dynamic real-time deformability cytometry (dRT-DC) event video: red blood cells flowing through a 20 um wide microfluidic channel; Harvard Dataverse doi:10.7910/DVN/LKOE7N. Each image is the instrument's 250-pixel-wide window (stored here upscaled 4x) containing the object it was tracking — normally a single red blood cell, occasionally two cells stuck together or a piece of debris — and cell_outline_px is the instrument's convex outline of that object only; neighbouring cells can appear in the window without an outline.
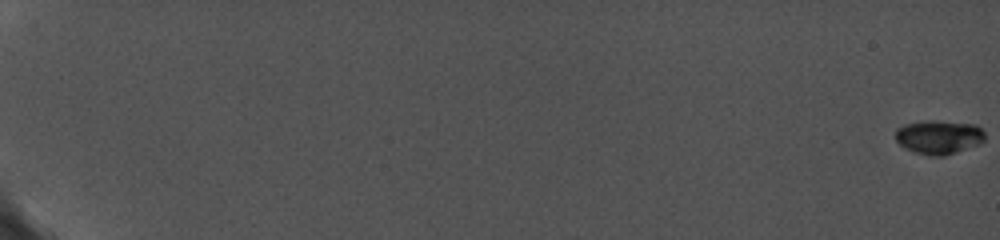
{"species": "common noctule bat (a hibernating species)", "species_latin": "Nyctalus noctula", "temperature_condition": "cold", "stored_images_in_passage": 48, "camera_frame_rate_fps": 5000, "um_per_image_px": 0.085, "animal": {"sex": "female", "body_mass_g": 19.0, "forearm_length_mm": 56.7}, "frame": {"image": 1, "passage_image": 1, "time_ms": 0.0, "image_size_px": [1000, 240], "cell_outline_px": [[984, 140], [980, 144], [944, 156], [932, 156], [912, 152], [904, 148], [896, 140], [896, 128], [904, 124], [924, 120], [936, 120], [976, 124], [984, 132]], "centroid_in_image_um": [79.78, 11.64], "position_along_channel_um": 5.2, "area_um2": 17.92}}
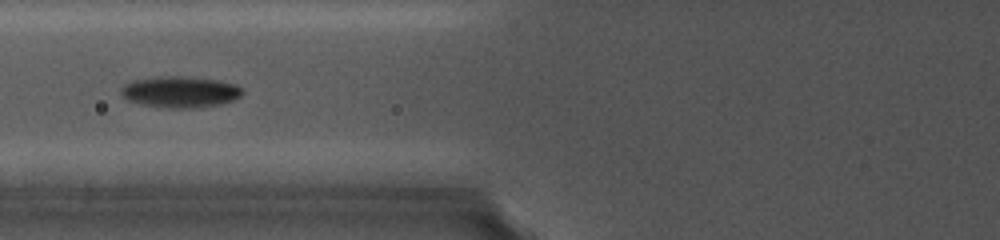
{"frame": {"image": 2, "passage_image": 31, "time_ms": 9.4, "image_size_px": [1000, 240], "cell_outline_px": [[244, 92], [240, 96], [232, 100], [216, 104], [192, 108], [176, 108], [144, 104], [128, 100], [124, 96], [124, 88], [128, 84], [136, 80], [168, 76], [176, 76], [216, 80], [232, 84], [240, 88]], "centroid_in_image_um": [15.37, 7.82], "position_along_channel_um": 110.4, "area_um2": 20.92}}
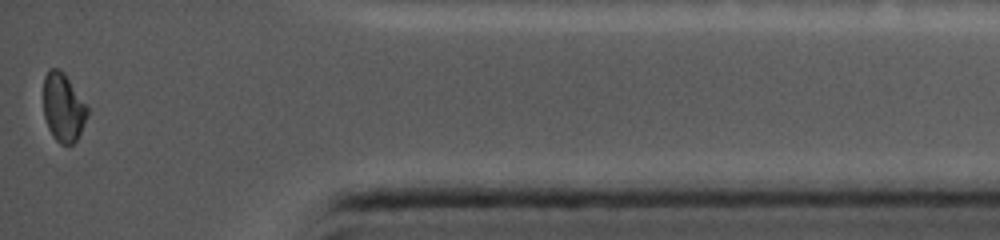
{"frame": {"image": 3, "passage_image": 48, "time_ms": 18.2, "image_size_px": [1000, 240], "cell_outline_px": [[88, 112], [80, 132], [76, 140], [72, 144], [60, 144], [52, 136], [48, 128], [44, 116], [44, 76], [48, 68], [56, 68], [64, 72], [88, 108]], "centroid_in_image_um": [5.35, 9.12], "position_along_channel_um": 429.9, "area_um2": 17.34}}